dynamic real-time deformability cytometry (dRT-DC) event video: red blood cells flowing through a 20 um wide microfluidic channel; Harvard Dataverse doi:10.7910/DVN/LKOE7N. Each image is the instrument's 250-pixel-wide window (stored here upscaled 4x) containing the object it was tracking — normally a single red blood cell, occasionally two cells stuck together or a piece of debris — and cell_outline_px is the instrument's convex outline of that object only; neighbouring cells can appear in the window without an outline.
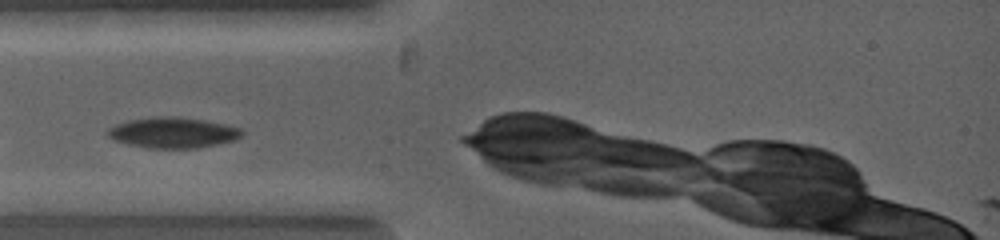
{"species": "common noctule bat (a hibernating species)", "species_latin": "Nyctalus noctula", "temperature_condition": "warm", "stored_images_in_passage": 10, "camera_frame_rate_fps": 5000, "um_per_image_px": 0.085, "animal": {"sex": "female", "body_mass_g": 19.0, "forearm_length_mm": 53.3}, "frame": {"image": 1, "passage_image": 2, "time_ms": 0.2, "image_size_px": [1000, 240], "cell_outline_px": [[244, 132], [236, 140], [196, 148], [148, 148], [128, 144], [116, 140], [108, 136], [104, 132], [108, 128], [116, 124], [128, 120], [152, 116], [180, 116], [204, 120], [224, 124], [240, 128]], "centroid_in_image_um": [14.67, 11.26], "position_along_channel_um": 70.3, "area_um2": 24.1}}
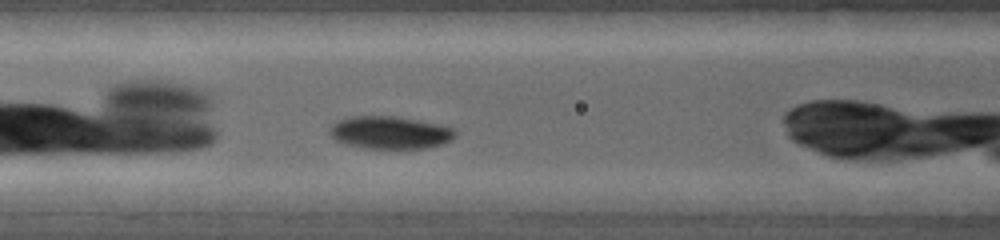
{"frame": {"image": 2, "passage_image": 7, "time_ms": 1.2, "image_size_px": [1000, 240], "cell_outline_px": [[456, 136], [452, 140], [440, 144], [424, 148], [364, 148], [348, 144], [336, 140], [328, 132], [328, 128], [336, 120], [352, 116], [392, 116], [420, 120], [440, 124], [456, 128]], "centroid_in_image_um": [33.16, 11.25], "position_along_channel_um": 133.4, "area_um2": 23.99}}